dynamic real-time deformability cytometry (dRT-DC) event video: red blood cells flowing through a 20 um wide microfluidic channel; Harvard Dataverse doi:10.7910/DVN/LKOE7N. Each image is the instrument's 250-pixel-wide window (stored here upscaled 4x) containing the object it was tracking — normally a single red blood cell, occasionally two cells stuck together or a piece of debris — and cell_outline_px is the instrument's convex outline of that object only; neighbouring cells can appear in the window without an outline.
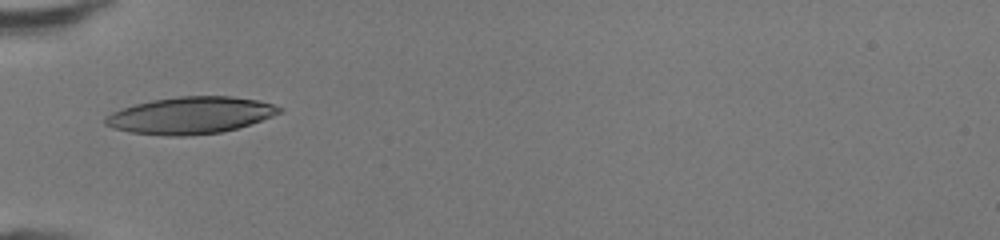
{"species": "human", "species_latin": "Homo sapiens", "temperature_condition": "room temperature", "stored_images_in_passage": 31, "camera_frame_rate_fps": 3000, "um_per_image_px": 0.085, "donor": {"sex": "female"}, "frame": {"image": 1, "passage_image": 1, "time_ms": 0.0, "image_size_px": [1000, 240], "cell_outline_px": [[284, 108], [280, 112], [272, 116], [236, 128], [220, 132], [184, 136], [168, 136], [128, 132], [112, 128], [104, 124], [104, 120], [112, 112], [136, 104], [152, 100], [180, 96], [232, 96], [260, 100]], "centroid_in_image_um": [16.18, 9.8], "position_along_channel_um": 68.8, "area_um2": 37.17}}
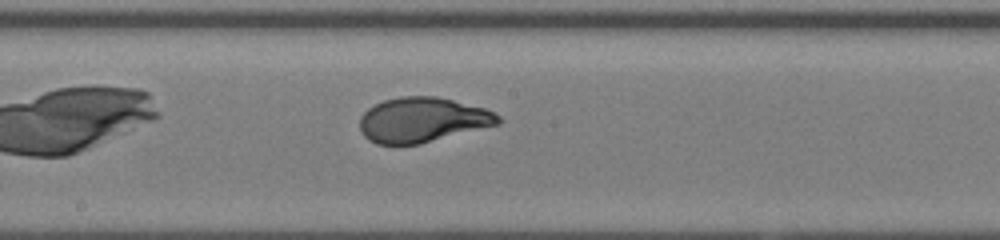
{"frame": {"image": 2, "passage_image": 11, "time_ms": 3.333, "image_size_px": [1000, 240], "cell_outline_px": [[504, 120], [500, 124], [420, 144], [376, 144], [368, 140], [360, 132], [360, 116], [368, 108], [384, 100], [400, 96], [436, 96], [484, 108], [500, 116]], "centroid_in_image_um": [35.9, 10.19], "position_along_channel_um": 212.3, "area_um2": 36.3}}
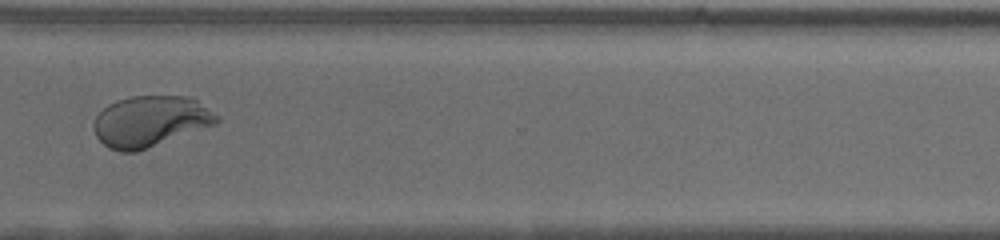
{"frame": {"image": 3, "passage_image": 21, "time_ms": 6.667, "image_size_px": [1000, 240], "cell_outline_px": [[220, 120], [216, 124], [136, 152], [120, 152], [108, 148], [96, 136], [92, 128], [92, 124], [96, 116], [108, 104], [116, 100], [132, 96], [192, 96], [220, 116]], "centroid_in_image_um": [12.77, 10.3], "position_along_channel_um": 357.8, "area_um2": 36.7}, "authors_computed_cell_mechanics": {"area_um2": 36.5296, "velocity_mm_per_s": 4.3604, "shape_relaxation_time_tau1_ms": 3.4145, "shape_relaxation_time_tau2_ms": null, "deformation_change_tau1": 0.2147, "deformation_change_tau2": null}}